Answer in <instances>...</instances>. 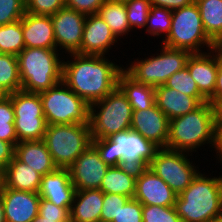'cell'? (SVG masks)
Returning a JSON list of instances; mask_svg holds the SVG:
<instances>
[{
    "label": "cell",
    "mask_w": 222,
    "mask_h": 222,
    "mask_svg": "<svg viewBox=\"0 0 222 222\" xmlns=\"http://www.w3.org/2000/svg\"><path fill=\"white\" fill-rule=\"evenodd\" d=\"M122 71L120 64L106 56L73 53L67 56V61L63 59L62 81L91 105L118 86V76Z\"/></svg>",
    "instance_id": "6da1fadb"
},
{
    "label": "cell",
    "mask_w": 222,
    "mask_h": 222,
    "mask_svg": "<svg viewBox=\"0 0 222 222\" xmlns=\"http://www.w3.org/2000/svg\"><path fill=\"white\" fill-rule=\"evenodd\" d=\"M205 144L215 150L216 108L210 102L170 120L166 148L192 154Z\"/></svg>",
    "instance_id": "7a4b0ae2"
},
{
    "label": "cell",
    "mask_w": 222,
    "mask_h": 222,
    "mask_svg": "<svg viewBox=\"0 0 222 222\" xmlns=\"http://www.w3.org/2000/svg\"><path fill=\"white\" fill-rule=\"evenodd\" d=\"M208 176L199 172L177 195L174 207L182 222H209L222 216V175Z\"/></svg>",
    "instance_id": "3957f363"
},
{
    "label": "cell",
    "mask_w": 222,
    "mask_h": 222,
    "mask_svg": "<svg viewBox=\"0 0 222 222\" xmlns=\"http://www.w3.org/2000/svg\"><path fill=\"white\" fill-rule=\"evenodd\" d=\"M62 55L57 49L25 48L21 51L17 55L21 90L40 93L60 83Z\"/></svg>",
    "instance_id": "277c9868"
},
{
    "label": "cell",
    "mask_w": 222,
    "mask_h": 222,
    "mask_svg": "<svg viewBox=\"0 0 222 222\" xmlns=\"http://www.w3.org/2000/svg\"><path fill=\"white\" fill-rule=\"evenodd\" d=\"M92 144L109 166L148 167L159 149L153 142L132 130L114 134L110 138L93 139Z\"/></svg>",
    "instance_id": "5b68a950"
},
{
    "label": "cell",
    "mask_w": 222,
    "mask_h": 222,
    "mask_svg": "<svg viewBox=\"0 0 222 222\" xmlns=\"http://www.w3.org/2000/svg\"><path fill=\"white\" fill-rule=\"evenodd\" d=\"M133 109L122 90L117 86L103 99L90 105L91 139L110 138L130 130Z\"/></svg>",
    "instance_id": "8992f818"
},
{
    "label": "cell",
    "mask_w": 222,
    "mask_h": 222,
    "mask_svg": "<svg viewBox=\"0 0 222 222\" xmlns=\"http://www.w3.org/2000/svg\"><path fill=\"white\" fill-rule=\"evenodd\" d=\"M160 53L153 54L145 59L139 58L129 62L123 70L136 82L157 87L164 85L166 81L177 71L186 66L187 60L192 54L185 49H172L160 45ZM156 55V56H155Z\"/></svg>",
    "instance_id": "52a82bcc"
},
{
    "label": "cell",
    "mask_w": 222,
    "mask_h": 222,
    "mask_svg": "<svg viewBox=\"0 0 222 222\" xmlns=\"http://www.w3.org/2000/svg\"><path fill=\"white\" fill-rule=\"evenodd\" d=\"M162 45L172 49H185L192 54L205 53L203 48H207V52L211 51L212 40L203 28L195 1L188 6L172 10L170 32L165 39L163 36Z\"/></svg>",
    "instance_id": "ba28073f"
},
{
    "label": "cell",
    "mask_w": 222,
    "mask_h": 222,
    "mask_svg": "<svg viewBox=\"0 0 222 222\" xmlns=\"http://www.w3.org/2000/svg\"><path fill=\"white\" fill-rule=\"evenodd\" d=\"M39 94L47 125L90 124V105L63 81Z\"/></svg>",
    "instance_id": "9c48e42d"
},
{
    "label": "cell",
    "mask_w": 222,
    "mask_h": 222,
    "mask_svg": "<svg viewBox=\"0 0 222 222\" xmlns=\"http://www.w3.org/2000/svg\"><path fill=\"white\" fill-rule=\"evenodd\" d=\"M43 140L54 164L69 168L92 143L90 124L47 125Z\"/></svg>",
    "instance_id": "30bf717a"
},
{
    "label": "cell",
    "mask_w": 222,
    "mask_h": 222,
    "mask_svg": "<svg viewBox=\"0 0 222 222\" xmlns=\"http://www.w3.org/2000/svg\"><path fill=\"white\" fill-rule=\"evenodd\" d=\"M189 154L168 148H159L148 167L179 195L200 172L198 165L196 167L193 161H190L191 158L188 159L189 156H192Z\"/></svg>",
    "instance_id": "8fae6325"
},
{
    "label": "cell",
    "mask_w": 222,
    "mask_h": 222,
    "mask_svg": "<svg viewBox=\"0 0 222 222\" xmlns=\"http://www.w3.org/2000/svg\"><path fill=\"white\" fill-rule=\"evenodd\" d=\"M9 96L14 109V124L18 142L42 140L47 123L40 94L19 90Z\"/></svg>",
    "instance_id": "7c38bea8"
},
{
    "label": "cell",
    "mask_w": 222,
    "mask_h": 222,
    "mask_svg": "<svg viewBox=\"0 0 222 222\" xmlns=\"http://www.w3.org/2000/svg\"><path fill=\"white\" fill-rule=\"evenodd\" d=\"M51 20L56 49L59 50V52L62 50L61 52H65L66 54H80L86 15L76 10L63 7L54 15H51Z\"/></svg>",
    "instance_id": "4fadbf2b"
},
{
    "label": "cell",
    "mask_w": 222,
    "mask_h": 222,
    "mask_svg": "<svg viewBox=\"0 0 222 222\" xmlns=\"http://www.w3.org/2000/svg\"><path fill=\"white\" fill-rule=\"evenodd\" d=\"M110 166L91 143L68 168L70 179L76 190L99 189L102 179Z\"/></svg>",
    "instance_id": "5bb4252c"
},
{
    "label": "cell",
    "mask_w": 222,
    "mask_h": 222,
    "mask_svg": "<svg viewBox=\"0 0 222 222\" xmlns=\"http://www.w3.org/2000/svg\"><path fill=\"white\" fill-rule=\"evenodd\" d=\"M177 194L149 167L138 168L134 199L142 205L174 206Z\"/></svg>",
    "instance_id": "9a60e30c"
},
{
    "label": "cell",
    "mask_w": 222,
    "mask_h": 222,
    "mask_svg": "<svg viewBox=\"0 0 222 222\" xmlns=\"http://www.w3.org/2000/svg\"><path fill=\"white\" fill-rule=\"evenodd\" d=\"M169 118L154 103L146 110H133L130 130L142 135L159 148H166Z\"/></svg>",
    "instance_id": "2e32d148"
},
{
    "label": "cell",
    "mask_w": 222,
    "mask_h": 222,
    "mask_svg": "<svg viewBox=\"0 0 222 222\" xmlns=\"http://www.w3.org/2000/svg\"><path fill=\"white\" fill-rule=\"evenodd\" d=\"M0 196L6 222H32L38 215L41 200L38 192L3 187Z\"/></svg>",
    "instance_id": "e0dca14e"
},
{
    "label": "cell",
    "mask_w": 222,
    "mask_h": 222,
    "mask_svg": "<svg viewBox=\"0 0 222 222\" xmlns=\"http://www.w3.org/2000/svg\"><path fill=\"white\" fill-rule=\"evenodd\" d=\"M118 42L110 27L98 15L86 16L80 54L84 55H109L108 51ZM108 53V54H105Z\"/></svg>",
    "instance_id": "ac0fdd59"
},
{
    "label": "cell",
    "mask_w": 222,
    "mask_h": 222,
    "mask_svg": "<svg viewBox=\"0 0 222 222\" xmlns=\"http://www.w3.org/2000/svg\"><path fill=\"white\" fill-rule=\"evenodd\" d=\"M186 66L191 77L196 82L199 92L209 100L215 91L218 73V53L213 51L193 53L188 58Z\"/></svg>",
    "instance_id": "d6986e66"
},
{
    "label": "cell",
    "mask_w": 222,
    "mask_h": 222,
    "mask_svg": "<svg viewBox=\"0 0 222 222\" xmlns=\"http://www.w3.org/2000/svg\"><path fill=\"white\" fill-rule=\"evenodd\" d=\"M75 191L68 168H57L42 176L38 194L58 207L71 209Z\"/></svg>",
    "instance_id": "ffe728a7"
},
{
    "label": "cell",
    "mask_w": 222,
    "mask_h": 222,
    "mask_svg": "<svg viewBox=\"0 0 222 222\" xmlns=\"http://www.w3.org/2000/svg\"><path fill=\"white\" fill-rule=\"evenodd\" d=\"M205 97H193L165 85L155 87V104L169 120L195 111L203 103Z\"/></svg>",
    "instance_id": "44dd1931"
},
{
    "label": "cell",
    "mask_w": 222,
    "mask_h": 222,
    "mask_svg": "<svg viewBox=\"0 0 222 222\" xmlns=\"http://www.w3.org/2000/svg\"><path fill=\"white\" fill-rule=\"evenodd\" d=\"M22 31L25 48L56 49L51 16L25 12Z\"/></svg>",
    "instance_id": "7402d4cb"
},
{
    "label": "cell",
    "mask_w": 222,
    "mask_h": 222,
    "mask_svg": "<svg viewBox=\"0 0 222 222\" xmlns=\"http://www.w3.org/2000/svg\"><path fill=\"white\" fill-rule=\"evenodd\" d=\"M14 156L42 176L58 168L43 139L18 142L15 145Z\"/></svg>",
    "instance_id": "603a6c76"
},
{
    "label": "cell",
    "mask_w": 222,
    "mask_h": 222,
    "mask_svg": "<svg viewBox=\"0 0 222 222\" xmlns=\"http://www.w3.org/2000/svg\"><path fill=\"white\" fill-rule=\"evenodd\" d=\"M104 193L100 189L76 190L70 222H100Z\"/></svg>",
    "instance_id": "cb8c5ba5"
},
{
    "label": "cell",
    "mask_w": 222,
    "mask_h": 222,
    "mask_svg": "<svg viewBox=\"0 0 222 222\" xmlns=\"http://www.w3.org/2000/svg\"><path fill=\"white\" fill-rule=\"evenodd\" d=\"M138 168L127 165L110 166L102 179L100 190L134 198Z\"/></svg>",
    "instance_id": "d4e9b609"
},
{
    "label": "cell",
    "mask_w": 222,
    "mask_h": 222,
    "mask_svg": "<svg viewBox=\"0 0 222 222\" xmlns=\"http://www.w3.org/2000/svg\"><path fill=\"white\" fill-rule=\"evenodd\" d=\"M42 175L19 161L15 156L4 169V187L38 192Z\"/></svg>",
    "instance_id": "484cf974"
},
{
    "label": "cell",
    "mask_w": 222,
    "mask_h": 222,
    "mask_svg": "<svg viewBox=\"0 0 222 222\" xmlns=\"http://www.w3.org/2000/svg\"><path fill=\"white\" fill-rule=\"evenodd\" d=\"M118 87L133 110H146L155 103V87L136 82L124 70L118 76Z\"/></svg>",
    "instance_id": "4316f807"
},
{
    "label": "cell",
    "mask_w": 222,
    "mask_h": 222,
    "mask_svg": "<svg viewBox=\"0 0 222 222\" xmlns=\"http://www.w3.org/2000/svg\"><path fill=\"white\" fill-rule=\"evenodd\" d=\"M110 27L115 37L121 41V36L132 32L124 2L106 0L97 13ZM120 38V39H119Z\"/></svg>",
    "instance_id": "83f0119b"
},
{
    "label": "cell",
    "mask_w": 222,
    "mask_h": 222,
    "mask_svg": "<svg viewBox=\"0 0 222 222\" xmlns=\"http://www.w3.org/2000/svg\"><path fill=\"white\" fill-rule=\"evenodd\" d=\"M207 36L213 41L222 31V0H195Z\"/></svg>",
    "instance_id": "f1b7e54d"
},
{
    "label": "cell",
    "mask_w": 222,
    "mask_h": 222,
    "mask_svg": "<svg viewBox=\"0 0 222 222\" xmlns=\"http://www.w3.org/2000/svg\"><path fill=\"white\" fill-rule=\"evenodd\" d=\"M24 49L22 19L0 26V53L17 56Z\"/></svg>",
    "instance_id": "f546056e"
},
{
    "label": "cell",
    "mask_w": 222,
    "mask_h": 222,
    "mask_svg": "<svg viewBox=\"0 0 222 222\" xmlns=\"http://www.w3.org/2000/svg\"><path fill=\"white\" fill-rule=\"evenodd\" d=\"M0 85L8 94L21 90L17 56L0 53Z\"/></svg>",
    "instance_id": "4dcf8cb0"
},
{
    "label": "cell",
    "mask_w": 222,
    "mask_h": 222,
    "mask_svg": "<svg viewBox=\"0 0 222 222\" xmlns=\"http://www.w3.org/2000/svg\"><path fill=\"white\" fill-rule=\"evenodd\" d=\"M172 22V10L151 6L147 18L146 30L153 37L168 36ZM163 33V34H162Z\"/></svg>",
    "instance_id": "1f68e13d"
},
{
    "label": "cell",
    "mask_w": 222,
    "mask_h": 222,
    "mask_svg": "<svg viewBox=\"0 0 222 222\" xmlns=\"http://www.w3.org/2000/svg\"><path fill=\"white\" fill-rule=\"evenodd\" d=\"M125 3L127 11V19L131 31L133 29H143L147 23L148 14L150 11L149 0H128Z\"/></svg>",
    "instance_id": "d6a6232c"
},
{
    "label": "cell",
    "mask_w": 222,
    "mask_h": 222,
    "mask_svg": "<svg viewBox=\"0 0 222 222\" xmlns=\"http://www.w3.org/2000/svg\"><path fill=\"white\" fill-rule=\"evenodd\" d=\"M32 222H70V208L58 207L49 200L41 198L38 215Z\"/></svg>",
    "instance_id": "836d02e7"
},
{
    "label": "cell",
    "mask_w": 222,
    "mask_h": 222,
    "mask_svg": "<svg viewBox=\"0 0 222 222\" xmlns=\"http://www.w3.org/2000/svg\"><path fill=\"white\" fill-rule=\"evenodd\" d=\"M168 88H173L181 93L193 97H204L198 90L196 82L191 77L187 66L175 72L164 84Z\"/></svg>",
    "instance_id": "e575fe53"
},
{
    "label": "cell",
    "mask_w": 222,
    "mask_h": 222,
    "mask_svg": "<svg viewBox=\"0 0 222 222\" xmlns=\"http://www.w3.org/2000/svg\"><path fill=\"white\" fill-rule=\"evenodd\" d=\"M143 222H182L174 206L143 205Z\"/></svg>",
    "instance_id": "d590c367"
},
{
    "label": "cell",
    "mask_w": 222,
    "mask_h": 222,
    "mask_svg": "<svg viewBox=\"0 0 222 222\" xmlns=\"http://www.w3.org/2000/svg\"><path fill=\"white\" fill-rule=\"evenodd\" d=\"M25 12V0H0V26L21 20Z\"/></svg>",
    "instance_id": "8d00e7d4"
},
{
    "label": "cell",
    "mask_w": 222,
    "mask_h": 222,
    "mask_svg": "<svg viewBox=\"0 0 222 222\" xmlns=\"http://www.w3.org/2000/svg\"><path fill=\"white\" fill-rule=\"evenodd\" d=\"M129 197L113 193H104L100 222H112Z\"/></svg>",
    "instance_id": "74e56055"
},
{
    "label": "cell",
    "mask_w": 222,
    "mask_h": 222,
    "mask_svg": "<svg viewBox=\"0 0 222 222\" xmlns=\"http://www.w3.org/2000/svg\"><path fill=\"white\" fill-rule=\"evenodd\" d=\"M65 7V0H25V11L36 15H54Z\"/></svg>",
    "instance_id": "f35d334b"
},
{
    "label": "cell",
    "mask_w": 222,
    "mask_h": 222,
    "mask_svg": "<svg viewBox=\"0 0 222 222\" xmlns=\"http://www.w3.org/2000/svg\"><path fill=\"white\" fill-rule=\"evenodd\" d=\"M143 205L134 198L129 199L112 222H143Z\"/></svg>",
    "instance_id": "ab89813d"
},
{
    "label": "cell",
    "mask_w": 222,
    "mask_h": 222,
    "mask_svg": "<svg viewBox=\"0 0 222 222\" xmlns=\"http://www.w3.org/2000/svg\"><path fill=\"white\" fill-rule=\"evenodd\" d=\"M106 0H65V7L84 15L97 14Z\"/></svg>",
    "instance_id": "60d3db41"
},
{
    "label": "cell",
    "mask_w": 222,
    "mask_h": 222,
    "mask_svg": "<svg viewBox=\"0 0 222 222\" xmlns=\"http://www.w3.org/2000/svg\"><path fill=\"white\" fill-rule=\"evenodd\" d=\"M0 123H15L13 104L9 95L0 99Z\"/></svg>",
    "instance_id": "b9f144b4"
},
{
    "label": "cell",
    "mask_w": 222,
    "mask_h": 222,
    "mask_svg": "<svg viewBox=\"0 0 222 222\" xmlns=\"http://www.w3.org/2000/svg\"><path fill=\"white\" fill-rule=\"evenodd\" d=\"M215 108L222 102V55L218 54V73L214 95L208 100Z\"/></svg>",
    "instance_id": "7bdbcfd3"
},
{
    "label": "cell",
    "mask_w": 222,
    "mask_h": 222,
    "mask_svg": "<svg viewBox=\"0 0 222 222\" xmlns=\"http://www.w3.org/2000/svg\"><path fill=\"white\" fill-rule=\"evenodd\" d=\"M0 140L9 142L15 147L18 139L14 123H0Z\"/></svg>",
    "instance_id": "ee69618b"
},
{
    "label": "cell",
    "mask_w": 222,
    "mask_h": 222,
    "mask_svg": "<svg viewBox=\"0 0 222 222\" xmlns=\"http://www.w3.org/2000/svg\"><path fill=\"white\" fill-rule=\"evenodd\" d=\"M151 6L162 7L169 10L179 9L192 4L195 0H149Z\"/></svg>",
    "instance_id": "f6af8a7d"
},
{
    "label": "cell",
    "mask_w": 222,
    "mask_h": 222,
    "mask_svg": "<svg viewBox=\"0 0 222 222\" xmlns=\"http://www.w3.org/2000/svg\"><path fill=\"white\" fill-rule=\"evenodd\" d=\"M15 147L9 143L0 140V168L5 169L8 163L13 159Z\"/></svg>",
    "instance_id": "bcb514c9"
},
{
    "label": "cell",
    "mask_w": 222,
    "mask_h": 222,
    "mask_svg": "<svg viewBox=\"0 0 222 222\" xmlns=\"http://www.w3.org/2000/svg\"><path fill=\"white\" fill-rule=\"evenodd\" d=\"M216 160L222 163V124H216V146H215Z\"/></svg>",
    "instance_id": "7dc6e473"
},
{
    "label": "cell",
    "mask_w": 222,
    "mask_h": 222,
    "mask_svg": "<svg viewBox=\"0 0 222 222\" xmlns=\"http://www.w3.org/2000/svg\"><path fill=\"white\" fill-rule=\"evenodd\" d=\"M211 51L222 55V31L212 41Z\"/></svg>",
    "instance_id": "c3c4849f"
},
{
    "label": "cell",
    "mask_w": 222,
    "mask_h": 222,
    "mask_svg": "<svg viewBox=\"0 0 222 222\" xmlns=\"http://www.w3.org/2000/svg\"><path fill=\"white\" fill-rule=\"evenodd\" d=\"M216 124H222V102L216 107Z\"/></svg>",
    "instance_id": "681fc988"
},
{
    "label": "cell",
    "mask_w": 222,
    "mask_h": 222,
    "mask_svg": "<svg viewBox=\"0 0 222 222\" xmlns=\"http://www.w3.org/2000/svg\"><path fill=\"white\" fill-rule=\"evenodd\" d=\"M0 222H6L2 198L0 196Z\"/></svg>",
    "instance_id": "f907efd6"
},
{
    "label": "cell",
    "mask_w": 222,
    "mask_h": 222,
    "mask_svg": "<svg viewBox=\"0 0 222 222\" xmlns=\"http://www.w3.org/2000/svg\"><path fill=\"white\" fill-rule=\"evenodd\" d=\"M4 187V170L0 168V193Z\"/></svg>",
    "instance_id": "816d5d0a"
},
{
    "label": "cell",
    "mask_w": 222,
    "mask_h": 222,
    "mask_svg": "<svg viewBox=\"0 0 222 222\" xmlns=\"http://www.w3.org/2000/svg\"><path fill=\"white\" fill-rule=\"evenodd\" d=\"M9 94L0 85V99L8 96Z\"/></svg>",
    "instance_id": "f5cc1de1"
},
{
    "label": "cell",
    "mask_w": 222,
    "mask_h": 222,
    "mask_svg": "<svg viewBox=\"0 0 222 222\" xmlns=\"http://www.w3.org/2000/svg\"><path fill=\"white\" fill-rule=\"evenodd\" d=\"M209 222H222V216L214 218V219L210 220Z\"/></svg>",
    "instance_id": "db71d44e"
},
{
    "label": "cell",
    "mask_w": 222,
    "mask_h": 222,
    "mask_svg": "<svg viewBox=\"0 0 222 222\" xmlns=\"http://www.w3.org/2000/svg\"><path fill=\"white\" fill-rule=\"evenodd\" d=\"M111 1L126 2V1H128V0H111Z\"/></svg>",
    "instance_id": "11a10c76"
}]
</instances>
